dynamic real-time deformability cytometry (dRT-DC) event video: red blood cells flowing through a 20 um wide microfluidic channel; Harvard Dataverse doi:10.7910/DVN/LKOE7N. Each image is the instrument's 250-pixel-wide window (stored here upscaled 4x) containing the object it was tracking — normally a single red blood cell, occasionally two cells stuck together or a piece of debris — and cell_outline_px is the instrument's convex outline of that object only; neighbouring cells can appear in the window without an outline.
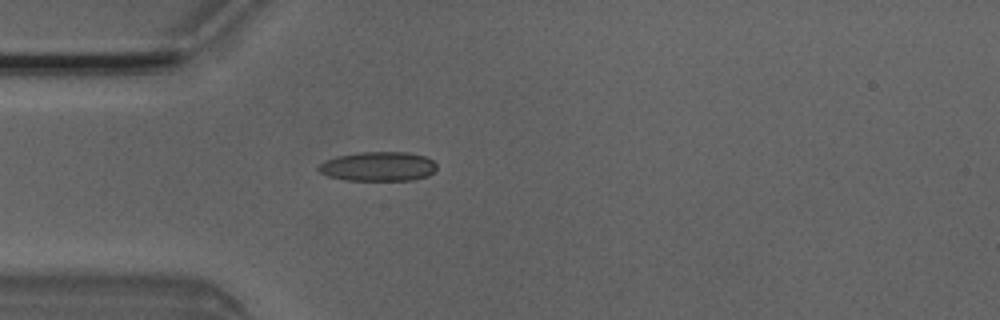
{"species": "Egyptian fruit bat (a non-hibernating species)", "species_latin": "Rousettus aegyptiacus", "temperature_condition": "room temperature", "stored_images_in_passage": 3, "camera_frame_rate_fps": 3000, "um_per_image_px": 0.085, "animal": {"sex": "male"}, "frame": {"image": 1, "passage_image": 3, "time_ms": 0.667, "image_size_px": [1000, 320], "cell_outline_px": [[436, 168], [428, 176], [412, 180], [344, 180], [328, 176], [320, 172], [316, 168], [324, 160], [336, 156], [360, 152], [408, 152], [424, 156], [432, 160], [436, 164]], "centroid_in_image_um": [32.12, 14.14], "position_along_channel_um": 52.9, "area_um2": 20.29}}